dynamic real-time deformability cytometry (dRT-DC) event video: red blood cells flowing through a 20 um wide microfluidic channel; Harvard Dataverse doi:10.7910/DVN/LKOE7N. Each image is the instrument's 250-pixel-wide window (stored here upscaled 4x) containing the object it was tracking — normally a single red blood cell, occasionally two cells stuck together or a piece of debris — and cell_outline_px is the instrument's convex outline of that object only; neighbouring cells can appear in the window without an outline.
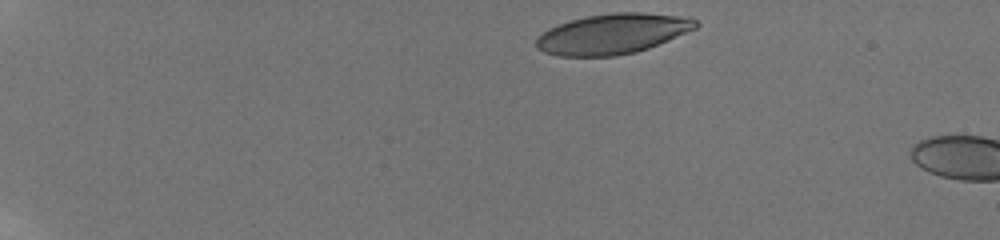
{"species": "human", "species_latin": "Homo sapiens", "temperature_condition": "room temperature", "stored_images_in_passage": 3, "camera_frame_rate_fps": 3000, "um_per_image_px": 0.085, "donor": {"sex": "male"}, "frame": {"image": 1, "passage_image": 1, "time_ms": 0.0, "image_size_px": [1000, 240], "cell_outline_px": [[700, 24], [696, 28], [668, 40], [648, 48], [636, 52], [616, 56], [560, 56], [544, 52], [536, 48], [536, 36], [548, 28], [584, 16], [616, 12], [644, 12], [676, 16], [696, 20]], "centroid_in_image_um": [52.03, 2.88], "position_along_channel_um": 33.0, "area_um2": 37.28}}